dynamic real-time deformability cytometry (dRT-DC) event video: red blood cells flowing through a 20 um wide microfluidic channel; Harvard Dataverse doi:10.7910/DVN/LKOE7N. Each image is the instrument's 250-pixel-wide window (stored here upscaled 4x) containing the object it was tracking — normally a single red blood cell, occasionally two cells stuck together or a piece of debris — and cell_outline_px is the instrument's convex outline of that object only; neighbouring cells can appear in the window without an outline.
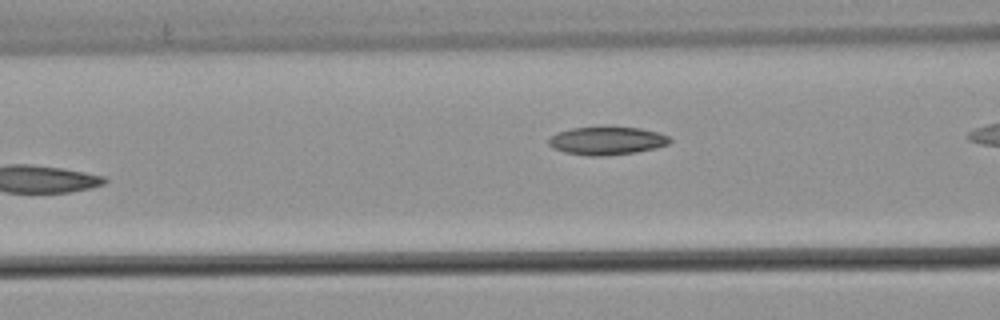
{"species": "common noctule bat (a hibernating species)", "species_latin": "Nyctalus noctula", "temperature_condition": "warm", "stored_images_in_passage": 9, "camera_frame_rate_fps": 3000, "um_per_image_px": 0.085, "animal": {"sex": "male", "body_mass_g": 21.5, "forearm_length_mm": 52.0}, "frame": {"image": 1, "passage_image": 8, "time_ms": 2.333, "image_size_px": [1000, 320], "cell_outline_px": [[672, 140], [668, 144], [656, 148], [636, 152], [608, 156], [588, 156], [564, 152], [552, 148], [548, 144], [548, 140], [556, 132], [572, 128], [640, 128], [660, 132], [668, 136]], "centroid_in_image_um": [51.59, 11.98], "position_along_channel_um": 115.0, "area_um2": 19.77}}